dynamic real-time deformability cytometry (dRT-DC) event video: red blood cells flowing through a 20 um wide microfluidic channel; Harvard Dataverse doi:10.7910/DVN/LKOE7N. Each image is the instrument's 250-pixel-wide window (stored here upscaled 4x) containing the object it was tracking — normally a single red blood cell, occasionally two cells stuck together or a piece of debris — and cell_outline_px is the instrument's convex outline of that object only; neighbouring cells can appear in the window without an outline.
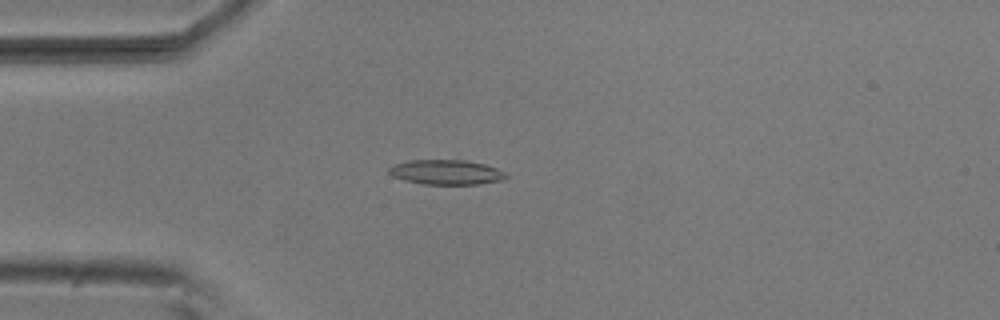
{"species": "common noctule bat (a hibernating species)", "species_latin": "Nyctalus noctula", "temperature_condition": "room temperature", "stored_images_in_passage": 44, "camera_frame_rate_fps": 3000, "um_per_image_px": 0.085, "animal": {"sex": "male", "body_mass_g": 20.5, "forearm_length_mm": 52.5}, "frame": {"image": 1, "passage_image": 5, "time_ms": 1.333, "image_size_px": [1000, 320], "cell_outline_px": [[508, 176], [504, 180], [480, 184], [424, 184], [404, 180], [392, 176], [388, 172], [388, 168], [396, 164], [412, 160], [464, 160], [484, 164], [496, 168], [504, 172]], "centroid_in_image_um": [37.94, 14.64], "position_along_channel_um": 47.1, "area_um2": 16.82}}
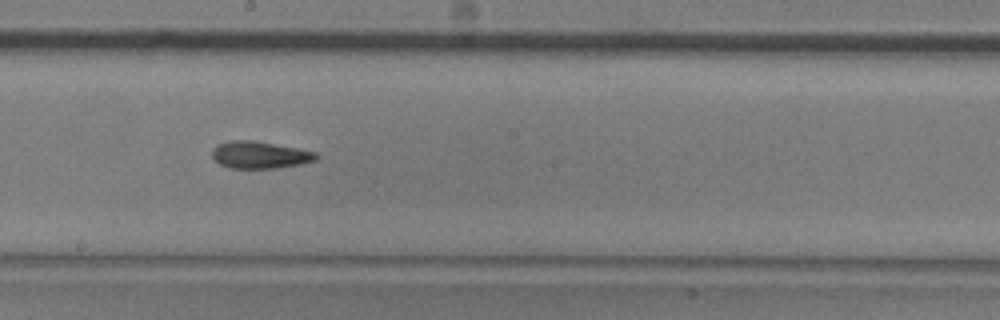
{"frame": {"image": 2, "passage_image": 20, "time_ms": 6.333, "image_size_px": [1000, 320], "cell_outline_px": [[320, 156], [316, 160], [300, 164], [276, 168], [232, 168], [220, 164], [212, 156], [212, 148], [216, 144], [232, 140], [252, 140], [296, 148], [316, 152]], "centroid_in_image_um": [22.07, 13.16], "position_along_channel_um": 226.1, "area_um2": 16.36}}
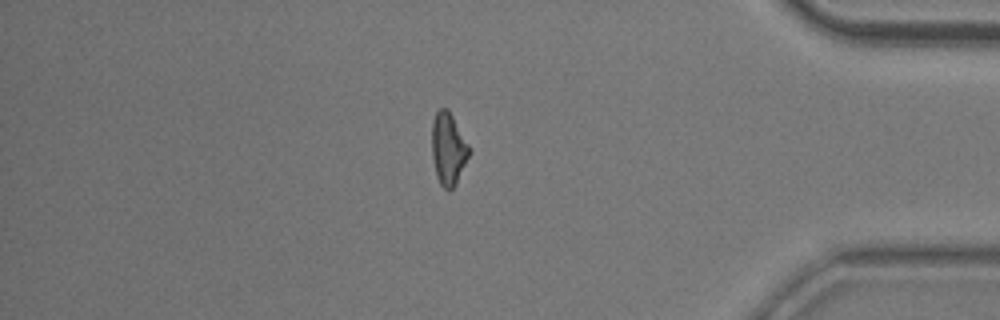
{"frame": {"image": 3, "passage_image": 36, "time_ms": 11.667, "image_size_px": [1000, 320], "cell_outline_px": [[472, 152], [456, 184], [452, 188], [444, 188], [440, 184], [436, 176], [432, 156], [432, 120], [436, 112], [440, 108], [448, 108], [472, 148]], "centroid_in_image_um": [38.14, 12.62], "position_along_channel_um": 397.1, "area_um2": 16.07}, "authors_computed_cell_mechanics": {"area_um2": 16.0395, "velocity_mm_per_s": 3.8273, "shape_relaxation_time_tau1_ms": null, "shape_relaxation_time_tau2_ms": 6.745, "deformation_change_tau1": null, "deformation_change_tau2": 0.1535}}